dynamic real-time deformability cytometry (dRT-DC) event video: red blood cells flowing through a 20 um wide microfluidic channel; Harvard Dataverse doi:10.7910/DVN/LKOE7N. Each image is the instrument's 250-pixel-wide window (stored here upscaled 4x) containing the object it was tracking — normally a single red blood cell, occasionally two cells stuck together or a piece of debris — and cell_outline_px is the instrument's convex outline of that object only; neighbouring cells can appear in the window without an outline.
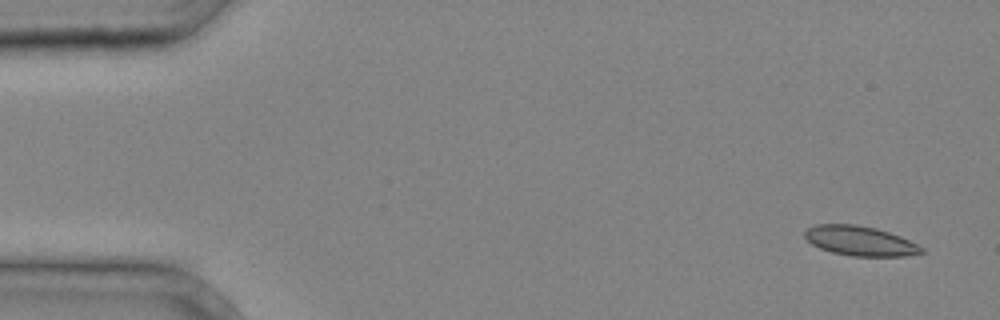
{"species": "common noctule bat (a hibernating species)", "species_latin": "Nyctalus noctula", "temperature_condition": "cold", "stored_images_in_passage": 2, "camera_frame_rate_fps": 3000, "um_per_image_px": 0.085, "animal": {"sex": "male", "body_mass_g": 20.4}, "frame": {"image": 1, "passage_image": 1, "time_ms": 0.0, "image_size_px": [1000, 320], "cell_outline_px": [[924, 252], [904, 256], [852, 256], [832, 252], [820, 248], [812, 244], [804, 236], [804, 232], [808, 228], [816, 224], [856, 224], [876, 228], [900, 236], [924, 248]], "centroid_in_image_um": [73.09, 20.47], "position_along_channel_um": 11.9, "area_um2": 20.06}}